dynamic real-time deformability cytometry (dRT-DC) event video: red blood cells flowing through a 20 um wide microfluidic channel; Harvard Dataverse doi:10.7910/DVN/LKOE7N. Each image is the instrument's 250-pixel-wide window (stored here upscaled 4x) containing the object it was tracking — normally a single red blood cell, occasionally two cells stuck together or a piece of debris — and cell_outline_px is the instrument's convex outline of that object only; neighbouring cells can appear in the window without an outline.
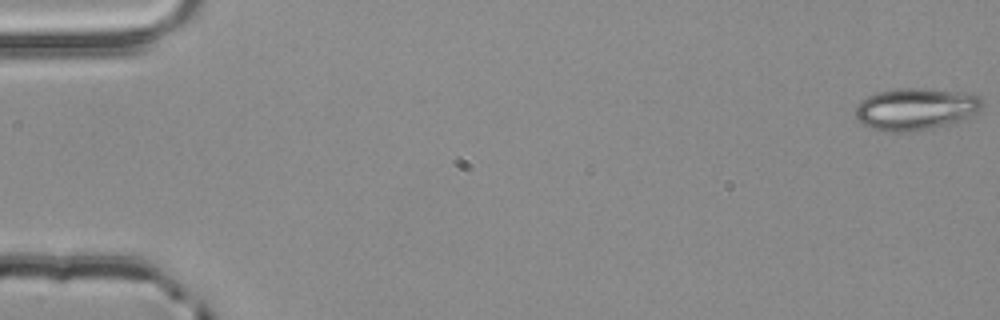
{"species": "common noctule bat (a hibernating species)", "species_latin": "Nyctalus noctula", "temperature_condition": "room temperature", "stored_images_in_passage": 55, "camera_frame_rate_fps": 3000, "um_per_image_px": 0.085, "animal": {"sex": "male", "body_mass_g": 20.4}, "frame": {"image": 1, "passage_image": 1, "time_ms": 0.0, "image_size_px": [1000, 320], "cell_outline_px": [[984, 104], [980, 112], [960, 120], [948, 124], [932, 128], [908, 132], [888, 132], [872, 128], [864, 124], [856, 116], [856, 104], [860, 100], [876, 92], [896, 88], [924, 88], [960, 92], [980, 96], [984, 100]], "centroid_in_image_um": [77.85, 9.25], "position_along_channel_um": 7.1, "area_um2": 31.21}}
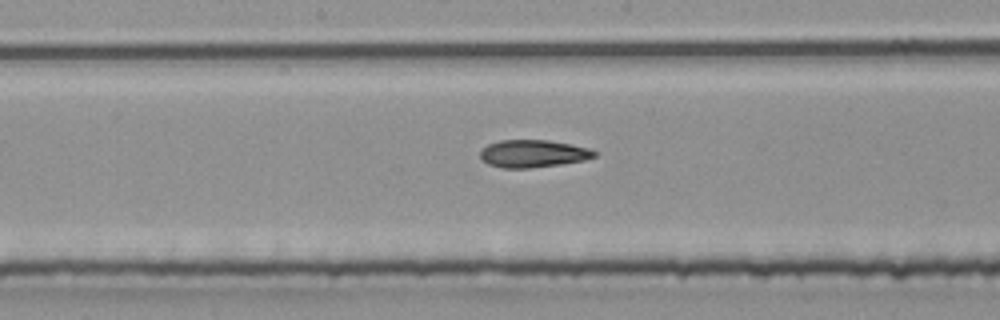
{"frame": {"image": 2, "passage_image": 29, "time_ms": 9.333, "image_size_px": [1000, 320], "cell_outline_px": [[596, 156], [584, 160], [560, 164], [528, 168], [500, 168], [488, 164], [480, 160], [480, 152], [488, 144], [500, 140], [548, 140], [588, 148], [596, 152]], "centroid_in_image_um": [45.26, 13.06], "position_along_channel_um": 202.9, "area_um2": 18.21}}
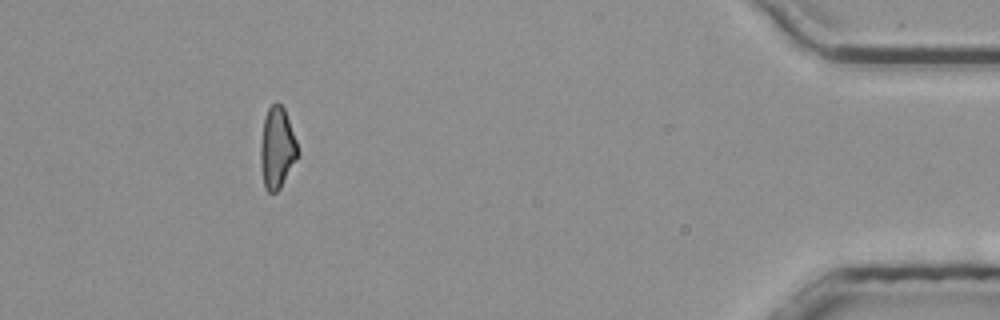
{"frame": {"image": 3, "passage_image": 50, "time_ms": 16.333, "image_size_px": [1000, 320], "cell_outline_px": [[296, 160], [280, 188], [276, 192], [268, 192], [264, 188], [260, 164], [260, 144], [264, 120], [268, 108], [276, 100], [284, 108], [296, 140]], "centroid_in_image_um": [23.51, 12.58], "position_along_channel_um": 411.7, "area_um2": 17.4}, "authors_computed_cell_mechanics": {"area_um2": 18.496, "velocity_mm_per_s": 3.888, "shape_relaxation_time_tau1_ms": null, "shape_relaxation_time_tau2_ms": 7.8511, "deformation_change_tau1": null, "deformation_change_tau2": 0.1897}}